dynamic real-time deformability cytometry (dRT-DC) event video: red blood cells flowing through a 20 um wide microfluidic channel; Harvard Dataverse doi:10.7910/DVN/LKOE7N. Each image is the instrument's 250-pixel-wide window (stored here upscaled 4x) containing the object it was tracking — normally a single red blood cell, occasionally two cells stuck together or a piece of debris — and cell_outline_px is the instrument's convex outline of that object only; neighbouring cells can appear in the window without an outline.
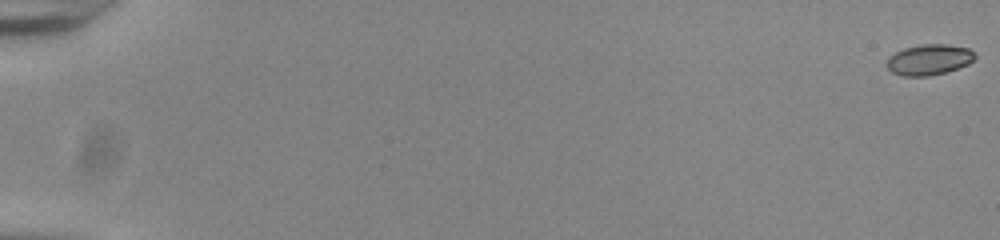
{"species": "common noctule bat (a hibernating species)", "species_latin": "Nyctalus noctula", "temperature_condition": "room temperature", "stored_images_in_passage": 56, "camera_frame_rate_fps": 3000, "um_per_image_px": 0.085, "animal": {"sex": "male", "body_mass_g": 20.0, "forearm_length_mm": 53.3}, "frame": {"image": 1, "passage_image": 1, "time_ms": 0.0, "image_size_px": [1000, 240], "cell_outline_px": [[976, 56], [968, 64], [944, 72], [928, 76], [904, 76], [892, 72], [888, 68], [888, 56], [904, 48], [924, 44], [948, 44], [968, 48]], "centroid_in_image_um": [78.96, 5.06], "position_along_channel_um": 6.0, "area_um2": 15.49}}
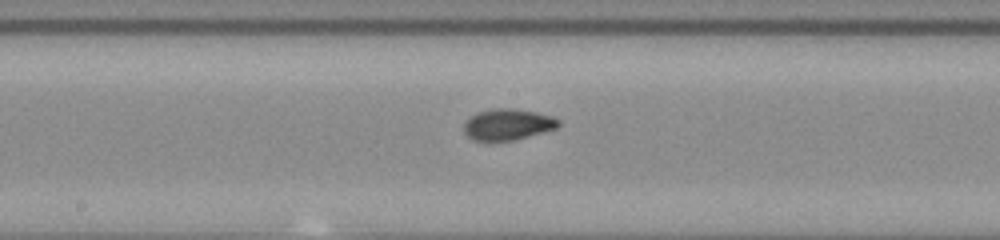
{"frame": {"image": 2, "passage_image": 32, "time_ms": 10.333, "image_size_px": [1000, 240], "cell_outline_px": [[560, 124], [556, 128], [528, 136], [512, 140], [488, 144], [472, 140], [464, 132], [464, 124], [476, 112], [492, 108], [512, 108], [536, 112], [552, 116], [560, 120]], "centroid_in_image_um": [43.11, 10.61], "position_along_channel_um": 205.1, "area_um2": 17.57}}
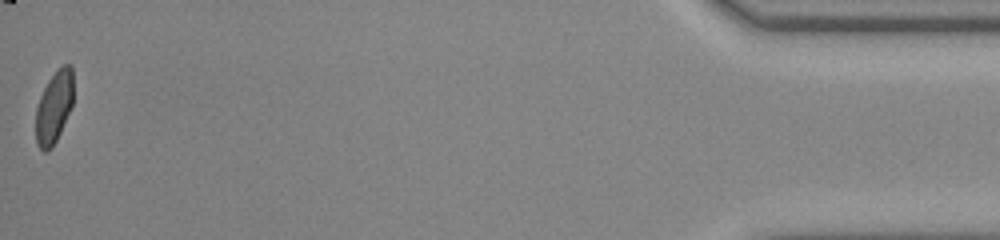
{"frame": {"image": 3, "passage_image": 56, "time_ms": 18.333, "image_size_px": [1000, 240], "cell_outline_px": [[72, 104], [60, 132], [52, 148], [48, 152], [44, 152], [36, 144], [36, 108], [40, 96], [48, 80], [64, 64], [72, 64]], "centroid_in_image_um": [4.57, 9.14], "position_along_channel_um": 430.6, "area_um2": 15.55}, "authors_computed_cell_mechanics": {"area_um2": 16.6464, "velocity_mm_per_s": 3.8721, "shape_relaxation_time_tau1_ms": 6.789, "shape_relaxation_time_tau2_ms": 1.1618, "deformation_change_tau1": 0.1548, "deformation_change_tau2": 0.044}}